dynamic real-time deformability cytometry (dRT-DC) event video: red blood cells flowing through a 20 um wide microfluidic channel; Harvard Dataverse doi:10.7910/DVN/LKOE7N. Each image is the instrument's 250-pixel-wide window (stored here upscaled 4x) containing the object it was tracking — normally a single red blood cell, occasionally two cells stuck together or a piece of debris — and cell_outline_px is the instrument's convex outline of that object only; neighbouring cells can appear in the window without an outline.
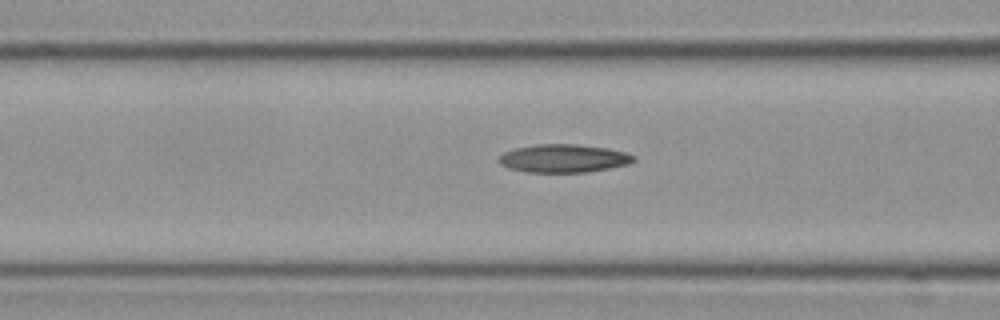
{"species": "Egyptian fruit bat (a non-hibernating species)", "species_latin": "Rousettus aegyptiacus", "temperature_condition": "cold", "stored_images_in_passage": 10, "segment_of_instrument_passage": [2, 2], "camera_frame_rate_fps": 3000, "um_per_image_px": 0.085, "frame": {"image": 1, "passage_image": 10, "time_ms": 3.0, "image_size_px": [1000, 320], "cell_outline_px": [[636, 160], [628, 164], [588, 172], [528, 172], [508, 168], [500, 164], [496, 160], [504, 152], [516, 148], [536, 144], [576, 144], [608, 148], [624, 152], [636, 156]], "centroid_in_image_um": [47.9, 13.46], "position_along_channel_um": 118.7, "area_um2": 22.14}}